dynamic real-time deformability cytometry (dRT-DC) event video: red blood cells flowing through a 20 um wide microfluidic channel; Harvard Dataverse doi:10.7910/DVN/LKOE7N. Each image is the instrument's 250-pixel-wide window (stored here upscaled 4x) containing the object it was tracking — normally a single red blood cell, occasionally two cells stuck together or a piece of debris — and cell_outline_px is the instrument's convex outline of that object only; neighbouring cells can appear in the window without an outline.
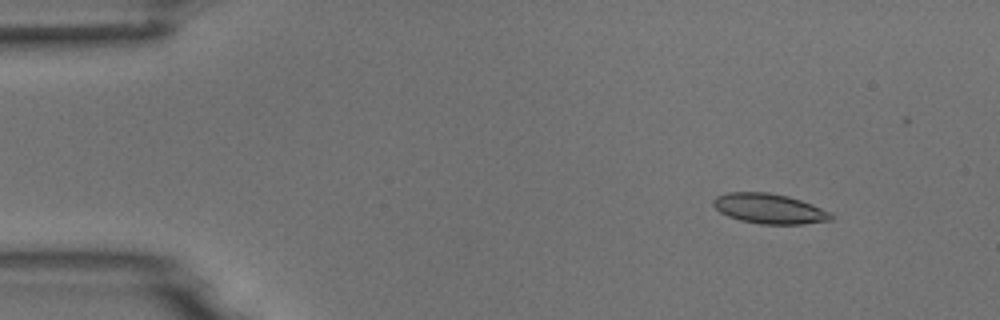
{"species": "common noctule bat (a hibernating species)", "species_latin": "Nyctalus noctula", "temperature_condition": "room temperature", "stored_images_in_passage": 10, "camera_frame_rate_fps": 3000, "um_per_image_px": 0.085, "animal": {"sex": "male", "body_mass_g": 18.8}, "frame": {"image": 1, "passage_image": 2, "time_ms": 1.333, "image_size_px": [1000, 320], "cell_outline_px": [[836, 216], [832, 220], [804, 224], [760, 224], [740, 220], [728, 216], [720, 212], [712, 204], [712, 200], [716, 196], [728, 192], [768, 192], [788, 196], [812, 204], [832, 212]], "centroid_in_image_um": [65.42, 17.74], "position_along_channel_um": 19.6, "area_um2": 20.81}}
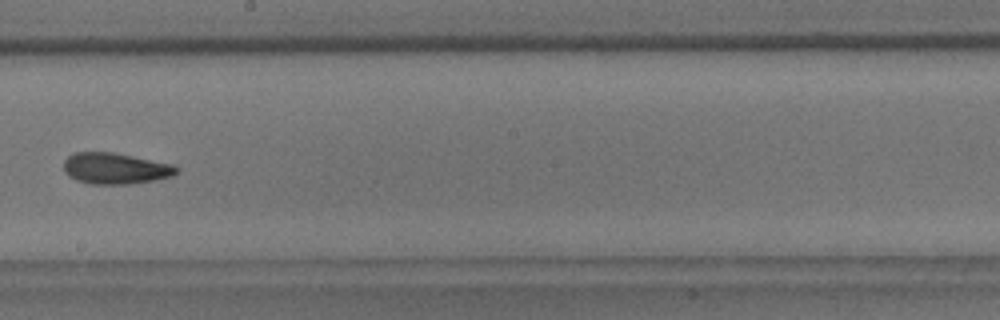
{"frame": {"image": 2, "passage_image": 9, "time_ms": 9.333, "image_size_px": [1000, 320], "cell_outline_px": [[180, 172], [172, 176], [152, 180], [128, 184], [88, 184], [76, 180], [68, 176], [64, 172], [64, 160], [72, 152], [112, 152], [176, 164], [180, 168]], "centroid_in_image_um": [9.82, 14.31], "position_along_channel_um": 238.4, "area_um2": 20.81}}
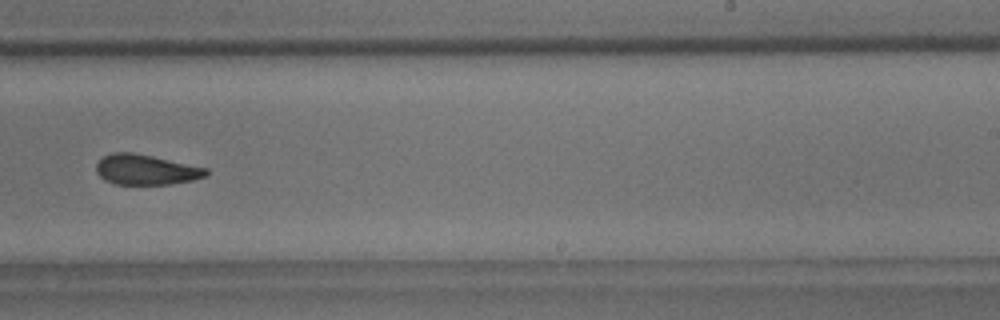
{"frame": {"image": 3, "passage_image": 10, "time_ms": 10.333, "image_size_px": [1000, 320], "cell_outline_px": [[208, 176], [192, 180], [168, 184], [116, 184], [104, 180], [96, 172], [96, 164], [104, 156], [112, 152], [132, 152], [152, 156], [208, 168]], "centroid_in_image_um": [12.4, 14.42], "position_along_channel_um": 276.6, "area_um2": 19.31}}